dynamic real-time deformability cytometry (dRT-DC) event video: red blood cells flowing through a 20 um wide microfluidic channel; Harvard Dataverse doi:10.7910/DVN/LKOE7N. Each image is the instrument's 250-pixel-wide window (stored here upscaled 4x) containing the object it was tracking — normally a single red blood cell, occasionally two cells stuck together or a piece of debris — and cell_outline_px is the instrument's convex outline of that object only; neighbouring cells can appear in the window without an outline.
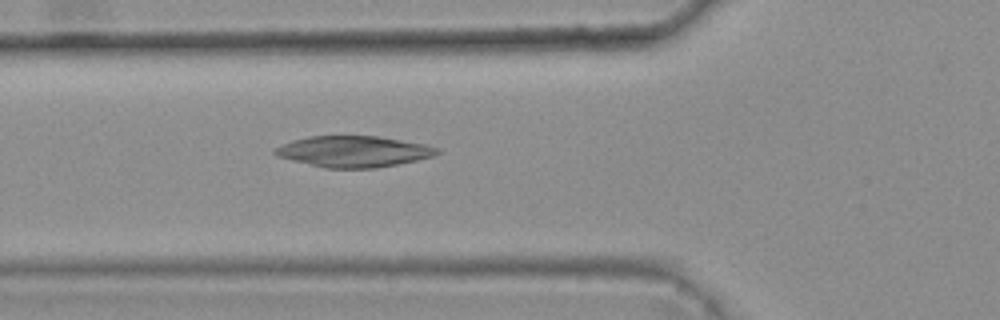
{"species": "common noctule bat (a hibernating species)", "species_latin": "Nyctalus noctula", "temperature_condition": "warm", "stored_images_in_passage": 5, "camera_frame_rate_fps": 3000, "um_per_image_px": 0.085, "animal": {"sex": "female", "body_mass_g": 25.1}, "frame": {"image": 1, "passage_image": 5, "time_ms": 1.333, "image_size_px": [1000, 320], "cell_outline_px": [[440, 152], [436, 156], [376, 168], [324, 168], [276, 156], [272, 152], [272, 148], [292, 140], [308, 136], [380, 136], [428, 144], [440, 148]], "centroid_in_image_um": [30.07, 12.87], "position_along_channel_um": 95.7, "area_um2": 29.71}}